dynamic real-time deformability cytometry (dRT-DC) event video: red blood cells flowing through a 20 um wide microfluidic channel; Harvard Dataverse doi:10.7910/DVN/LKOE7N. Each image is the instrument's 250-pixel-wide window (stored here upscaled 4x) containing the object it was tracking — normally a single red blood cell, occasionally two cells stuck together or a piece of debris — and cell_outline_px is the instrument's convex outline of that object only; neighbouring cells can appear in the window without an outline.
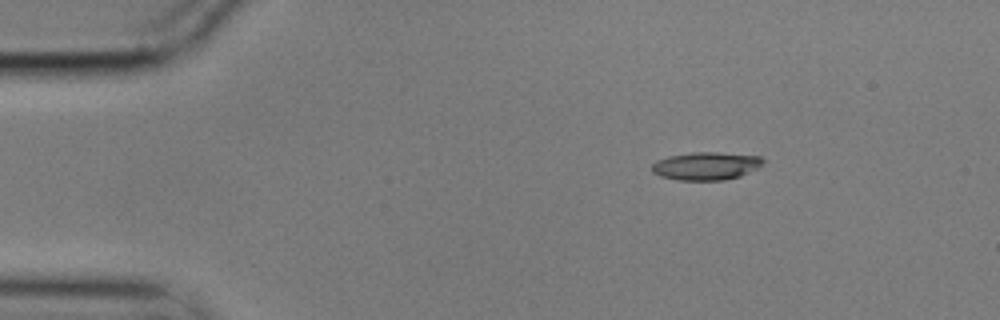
{"species": "common noctule bat (a hibernating species)", "species_latin": "Nyctalus noctula", "temperature_condition": "cold", "stored_images_in_passage": 49, "camera_frame_rate_fps": 3000, "um_per_image_px": 0.085, "animal": {"sex": "male", "body_mass_g": 17.9}, "frame": {"image": 1, "passage_image": 1, "time_ms": 0.0, "image_size_px": [1000, 320], "cell_outline_px": [[764, 160], [756, 168], [740, 176], [724, 180], [680, 180], [660, 176], [652, 172], [652, 164], [656, 160], [668, 156], [692, 152], [716, 152], [760, 156]], "centroid_in_image_um": [59.97, 14.1], "position_along_channel_um": 25.0, "area_um2": 17.98}}
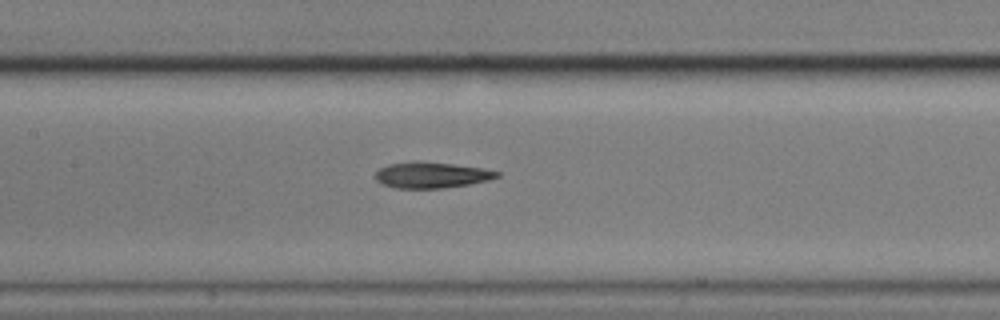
{"frame": {"image": 2, "passage_image": 19, "time_ms": 6.0, "image_size_px": [1000, 320], "cell_outline_px": [[500, 176], [488, 180], [468, 184], [440, 188], [396, 188], [380, 184], [376, 180], [376, 172], [380, 168], [388, 164], [412, 160], [420, 160], [484, 168], [500, 172]], "centroid_in_image_um": [36.64, 14.86], "position_along_channel_um": 170.8, "area_um2": 18.55}}
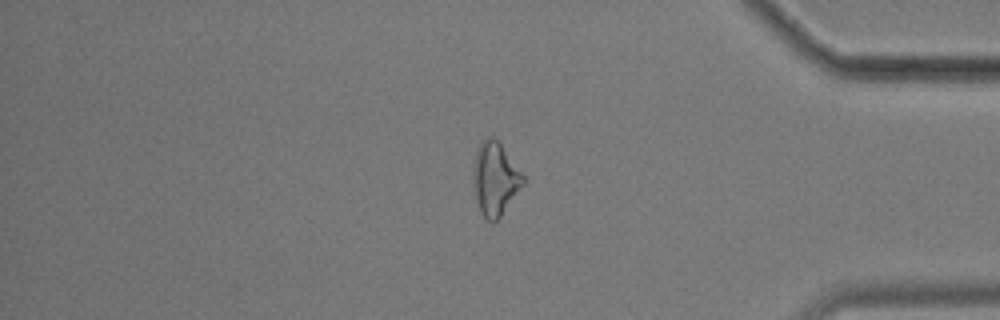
{"frame": {"image": 3, "passage_image": 40, "time_ms": 13.0, "image_size_px": [1000, 320], "cell_outline_px": [[524, 184], [500, 216], [492, 224], [480, 212], [476, 200], [472, 176], [472, 168], [476, 148], [488, 136], [492, 136], [500, 144], [524, 176]], "centroid_in_image_um": [42.04, 15.2], "position_along_channel_um": 393.2, "area_um2": 21.04}, "authors_computed_cell_mechanics": {"area_um2": 18.5538, "velocity_mm_per_s": 3.5387, "shape_relaxation_time_tau1_ms": null, "shape_relaxation_time_tau2_ms": 5.9622, "deformation_change_tau1": null, "deformation_change_tau2": 0.1677}}